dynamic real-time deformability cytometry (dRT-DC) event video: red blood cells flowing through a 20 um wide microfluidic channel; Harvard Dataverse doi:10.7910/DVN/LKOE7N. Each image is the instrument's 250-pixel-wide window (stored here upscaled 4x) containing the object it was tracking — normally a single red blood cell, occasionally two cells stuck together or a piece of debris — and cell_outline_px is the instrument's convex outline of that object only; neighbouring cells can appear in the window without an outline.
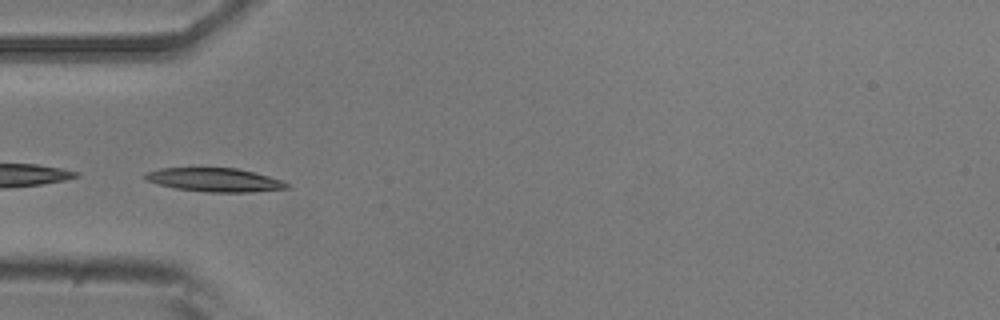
{"species": "common noctule bat (a hibernating species)", "species_latin": "Nyctalus noctula", "temperature_condition": "room temperature", "stored_images_in_passage": 6, "camera_frame_rate_fps": 3000, "um_per_image_px": 0.085, "animal": {"sex": "male", "body_mass_g": 20.5, "forearm_length_mm": 52.5}, "frame": {"image": 1, "passage_image": 4, "time_ms": 3.333, "image_size_px": [1000, 320], "cell_outline_px": [[292, 188], [252, 192], [208, 192], [176, 188], [144, 180], [144, 172], [160, 168], [236, 168], [284, 180], [292, 184]], "centroid_in_image_um": [18.3, 15.29], "position_along_channel_um": 66.7, "area_um2": 19.65}}
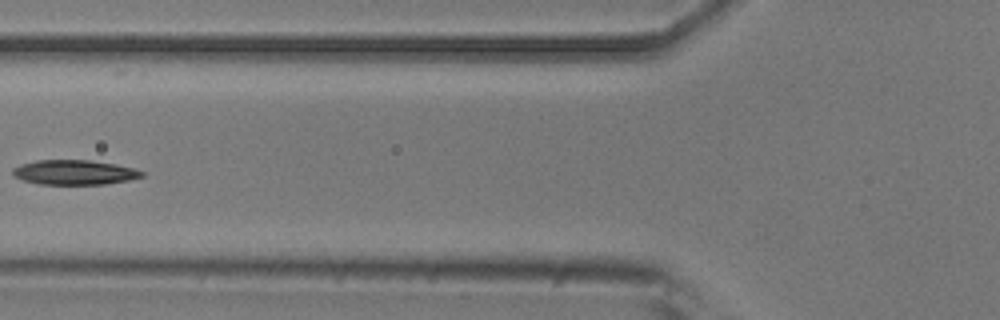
{"frame": {"image": 2, "passage_image": 5, "time_ms": 4.667, "image_size_px": [1000, 320], "cell_outline_px": [[144, 176], [128, 180], [104, 184], [40, 184], [24, 180], [12, 176], [12, 168], [20, 164], [36, 160], [92, 160], [116, 164], [132, 168], [144, 172]], "centroid_in_image_um": [6.29, 14.64], "position_along_channel_um": 119.5, "area_um2": 18.61}}
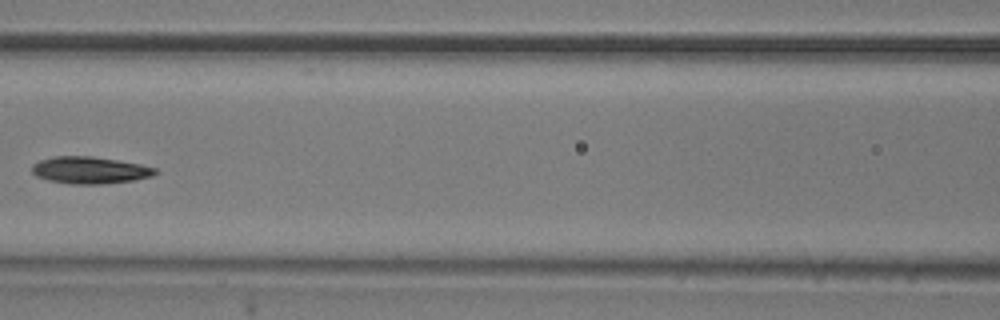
{"frame": {"image": 3, "passage_image": 6, "time_ms": 5.667, "image_size_px": [1000, 320], "cell_outline_px": [[160, 172], [152, 176], [136, 180], [104, 184], [72, 184], [48, 180], [36, 176], [32, 172], [32, 164], [40, 160], [52, 156], [92, 156], [140, 164], [156, 168]], "centroid_in_image_um": [7.65, 14.47], "position_along_channel_um": 158.9, "area_um2": 19.54}}